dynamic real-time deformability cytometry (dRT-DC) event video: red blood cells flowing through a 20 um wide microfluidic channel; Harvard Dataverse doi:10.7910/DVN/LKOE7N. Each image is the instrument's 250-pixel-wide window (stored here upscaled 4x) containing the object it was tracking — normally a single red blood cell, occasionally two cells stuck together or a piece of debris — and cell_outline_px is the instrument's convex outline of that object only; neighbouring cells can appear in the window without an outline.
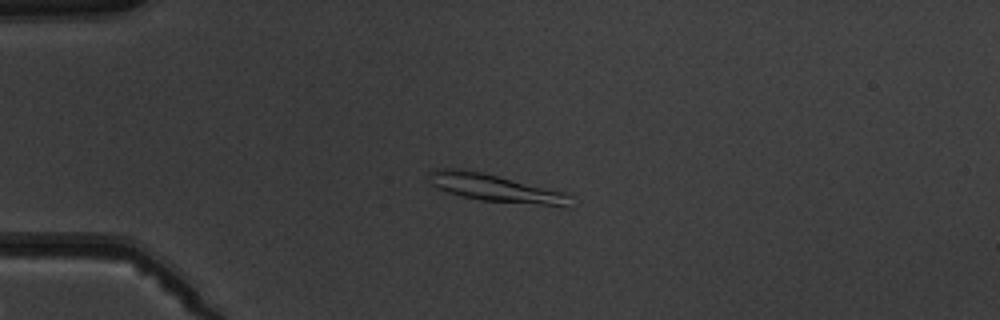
{"species": "common noctule bat (a hibernating species)", "species_latin": "Nyctalus noctula", "temperature_condition": "warm", "stored_images_in_passage": 4, "camera_frame_rate_fps": 3000, "um_per_image_px": 0.085, "animal": {"sex": "male", "body_mass_g": 19.5, "forearm_length_mm": 54.6}, "frame": {"image": 1, "passage_image": 3, "time_ms": 2.333, "image_size_px": [1000, 320], "cell_outline_px": [[572, 208], [564, 208], [480, 200], [460, 196], [436, 188], [428, 184], [428, 172], [432, 168], [460, 168], [480, 172], [568, 192]], "centroid_in_image_um": [42.13, 16.01], "position_along_channel_um": 42.9, "area_um2": 23.52}}